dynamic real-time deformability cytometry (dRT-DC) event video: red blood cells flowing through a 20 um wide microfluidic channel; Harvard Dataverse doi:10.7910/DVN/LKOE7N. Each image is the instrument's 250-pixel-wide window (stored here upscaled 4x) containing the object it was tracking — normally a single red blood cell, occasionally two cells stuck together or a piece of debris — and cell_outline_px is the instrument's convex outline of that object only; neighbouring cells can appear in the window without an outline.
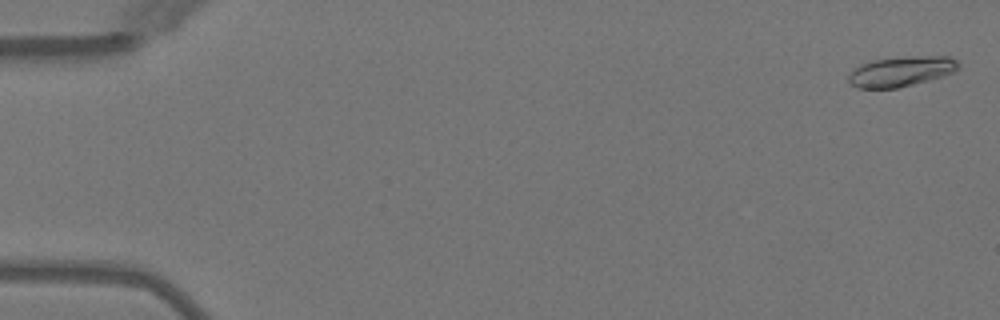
{"species": "Egyptian fruit bat (a non-hibernating species)", "species_latin": "Rousettus aegyptiacus", "temperature_condition": "warm", "stored_images_in_passage": 52, "camera_frame_rate_fps": 3000, "um_per_image_px": 0.085, "animal": {"sex": "female"}, "frame": {"image": 1, "passage_image": 2, "time_ms": 0.333, "image_size_px": [1000, 320], "cell_outline_px": [[960, 68], [944, 76], [896, 88], [856, 88], [848, 84], [848, 76], [860, 64], [872, 60], [908, 56], [948, 56], [956, 60], [960, 64]], "centroid_in_image_um": [76.59, 6.07], "position_along_channel_um": 8.4, "area_um2": 19.31}}
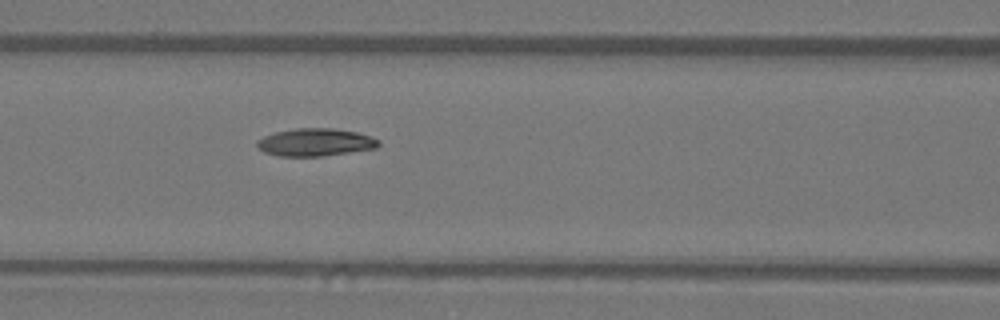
{"frame": {"image": 2, "passage_image": 23, "time_ms": 7.333, "image_size_px": [1000, 320], "cell_outline_px": [[380, 144], [376, 148], [324, 156], [280, 156], [264, 152], [256, 144], [256, 140], [264, 136], [276, 132], [296, 128], [332, 128], [356, 132], [380, 140]], "centroid_in_image_um": [26.8, 12.09], "position_along_channel_um": 139.8, "area_um2": 19.48}}
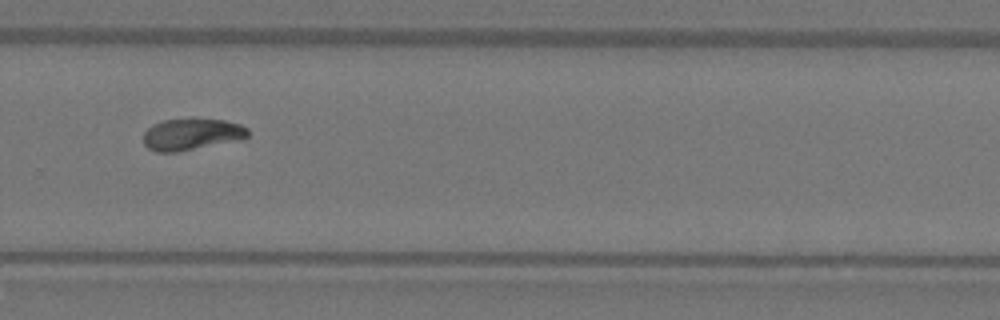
{"frame": {"image": 3, "passage_image": 36, "time_ms": 11.667, "image_size_px": [1000, 320], "cell_outline_px": [[248, 136], [176, 152], [156, 152], [148, 148], [144, 144], [144, 132], [152, 124], [164, 120], [224, 120], [240, 124], [248, 128]], "centroid_in_image_um": [16.2, 11.41], "position_along_channel_um": 313.6, "area_um2": 18.38}, "authors_computed_cell_mechanics": {"area_um2": 19.074, "velocity_mm_per_s": 4.034, "shape_relaxation_time_tau1_ms": 5.3802, "shape_relaxation_time_tau2_ms": null, "deformation_change_tau1": 0.1709, "deformation_change_tau2": null}}